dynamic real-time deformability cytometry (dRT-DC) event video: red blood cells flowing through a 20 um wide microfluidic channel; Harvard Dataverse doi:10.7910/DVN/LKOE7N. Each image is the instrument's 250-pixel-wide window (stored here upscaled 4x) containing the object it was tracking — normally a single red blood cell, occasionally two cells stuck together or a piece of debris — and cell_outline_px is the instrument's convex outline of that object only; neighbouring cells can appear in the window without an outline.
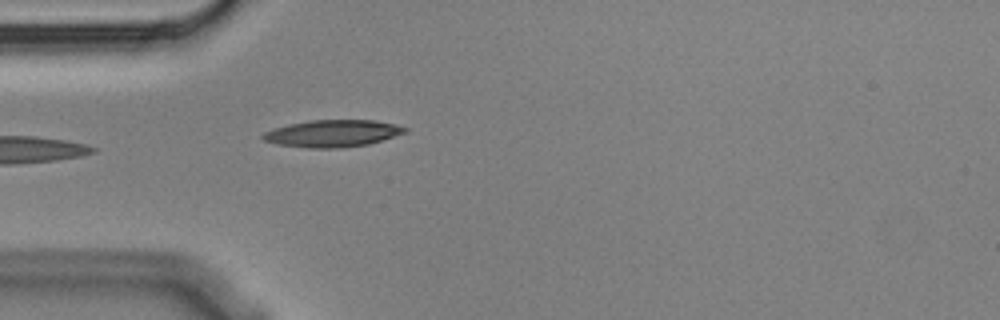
{"species": "Egyptian fruit bat (a non-hibernating species)", "species_latin": "Rousettus aegyptiacus", "temperature_condition": "cold", "stored_images_in_passage": 5, "camera_frame_rate_fps": 3000, "um_per_image_px": 0.085, "animal": {"sex": "male"}, "frame": {"image": 1, "passage_image": 5, "time_ms": 1.333, "image_size_px": [1000, 320], "cell_outline_px": [[408, 132], [368, 144], [336, 148], [308, 148], [276, 144], [264, 140], [260, 136], [264, 132], [288, 124], [312, 120], [372, 120], [396, 124], [408, 128]], "centroid_in_image_um": [28.27, 11.34], "position_along_channel_um": 56.7, "area_um2": 22.31}}